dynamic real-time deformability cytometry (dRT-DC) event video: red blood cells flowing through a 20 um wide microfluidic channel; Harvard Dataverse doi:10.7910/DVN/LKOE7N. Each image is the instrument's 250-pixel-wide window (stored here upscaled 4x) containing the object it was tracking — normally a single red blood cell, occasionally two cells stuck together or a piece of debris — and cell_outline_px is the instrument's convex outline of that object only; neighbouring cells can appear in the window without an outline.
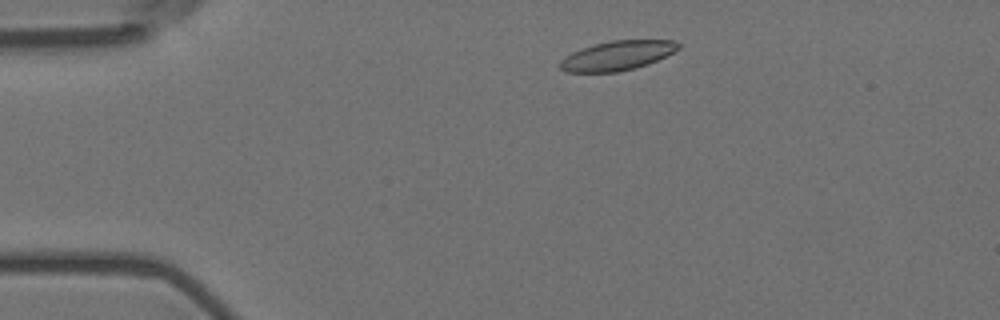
{"species": "Egyptian fruit bat (a non-hibernating species)", "species_latin": "Rousettus aegyptiacus", "temperature_condition": "room temperature", "stored_images_in_passage": 44, "camera_frame_rate_fps": 3000, "um_per_image_px": 0.085, "animal": {"sex": "female"}, "frame": {"image": 1, "passage_image": 5, "time_ms": 1.333, "image_size_px": [1000, 320], "cell_outline_px": [[680, 48], [648, 64], [616, 72], [564, 72], [560, 68], [560, 60], [564, 56], [572, 52], [596, 44], [612, 40], [672, 40], [680, 44]], "centroid_in_image_um": [52.43, 4.73], "position_along_channel_um": 32.6, "area_um2": 20.0}}
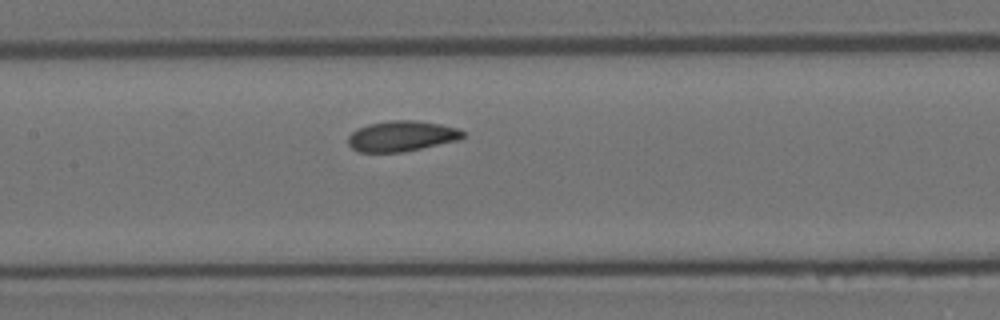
{"frame": {"image": 2, "passage_image": 21, "time_ms": 6.667, "image_size_px": [1000, 320], "cell_outline_px": [[464, 136], [456, 140], [404, 152], [360, 152], [352, 148], [348, 144], [348, 136], [352, 132], [368, 124], [388, 120], [412, 120], [440, 124], [460, 128], [464, 132]], "centroid_in_image_um": [34.13, 11.56], "position_along_channel_um": 173.3, "area_um2": 20.29}}
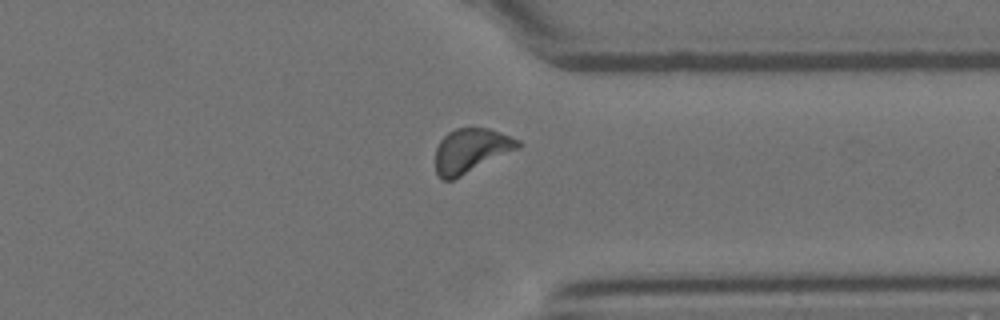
{"frame": {"image": 3, "passage_image": 38, "time_ms": 12.333, "image_size_px": [1000, 320], "cell_outline_px": [[520, 148], [452, 180], [440, 180], [436, 172], [436, 148], [440, 140], [448, 132], [456, 128], [488, 128], [500, 132], [520, 140]], "centroid_in_image_um": [40.02, 12.8], "position_along_channel_um": 371.4, "area_um2": 21.21}, "authors_computed_cell_mechanics": {"area_um2": 20.2589, "velocity_mm_per_s": 3.5372, "shape_relaxation_time_tau1_ms": 4.0169, "shape_relaxation_time_tau2_ms": 3.6812, "deformation_change_tau1": 0.1022, "deformation_change_tau2": 0.0699}}